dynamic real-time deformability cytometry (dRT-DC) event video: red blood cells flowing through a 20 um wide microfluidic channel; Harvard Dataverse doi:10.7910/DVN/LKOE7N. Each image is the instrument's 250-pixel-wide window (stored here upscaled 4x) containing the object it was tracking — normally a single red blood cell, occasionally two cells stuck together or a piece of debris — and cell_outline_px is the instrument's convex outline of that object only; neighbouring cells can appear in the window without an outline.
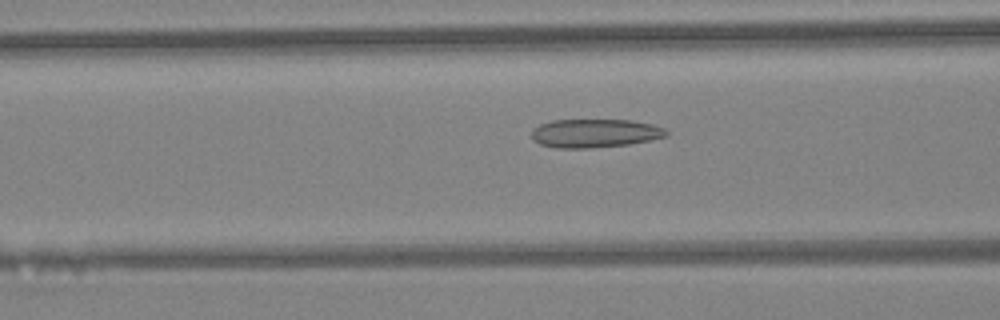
{"species": "Egyptian fruit bat (a non-hibernating species)", "species_latin": "Rousettus aegyptiacus", "temperature_condition": "warm", "stored_images_in_passage": 27, "camera_frame_rate_fps": 3000, "um_per_image_px": 0.085, "animal": {"sex": "female"}, "frame": {"image": 1, "passage_image": 6, "time_ms": 1.667, "image_size_px": [1000, 320], "cell_outline_px": [[668, 136], [628, 144], [592, 148], [556, 148], [540, 144], [532, 140], [532, 132], [540, 124], [552, 120], [632, 120], [652, 124], [664, 128], [668, 132]], "centroid_in_image_um": [50.56, 11.33], "position_along_channel_um": 116.0, "area_um2": 22.37}}
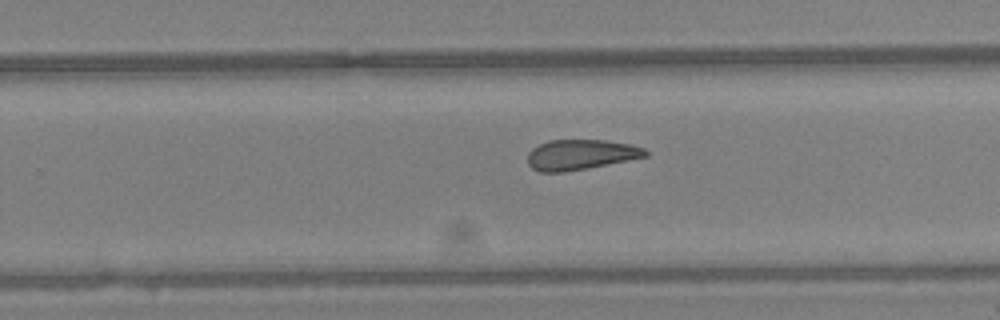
{"frame": {"image": 2, "passage_image": 17, "time_ms": 5.333, "image_size_px": [1000, 320], "cell_outline_px": [[648, 156], [628, 160], [564, 172], [540, 172], [532, 168], [528, 164], [528, 152], [532, 148], [548, 140], [604, 140], [632, 144], [644, 148], [648, 152]], "centroid_in_image_um": [49.34, 13.14], "position_along_channel_um": 280.5, "area_um2": 20.69}}
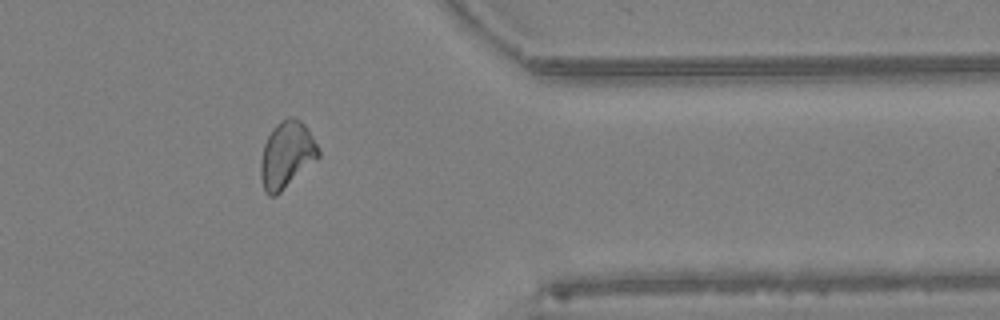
{"frame": {"image": 3, "passage_image": 25, "time_ms": 8.0, "image_size_px": [1000, 320], "cell_outline_px": [[320, 156], [316, 160], [276, 196], [268, 196], [264, 192], [260, 176], [260, 160], [264, 144], [272, 128], [280, 120], [288, 116], [292, 116], [300, 120], [308, 128], [320, 148]], "centroid_in_image_um": [24.36, 13.15], "position_along_channel_um": 387.0, "area_um2": 22.72}, "authors_computed_cell_mechanics": {"area_um2": 21.6172, "velocity_mm_per_s": 4.5054, "shape_relaxation_time_tau1_ms": null, "shape_relaxation_time_tau2_ms": 2.9436, "deformation_change_tau1": null, "deformation_change_tau2": 0.0992}}